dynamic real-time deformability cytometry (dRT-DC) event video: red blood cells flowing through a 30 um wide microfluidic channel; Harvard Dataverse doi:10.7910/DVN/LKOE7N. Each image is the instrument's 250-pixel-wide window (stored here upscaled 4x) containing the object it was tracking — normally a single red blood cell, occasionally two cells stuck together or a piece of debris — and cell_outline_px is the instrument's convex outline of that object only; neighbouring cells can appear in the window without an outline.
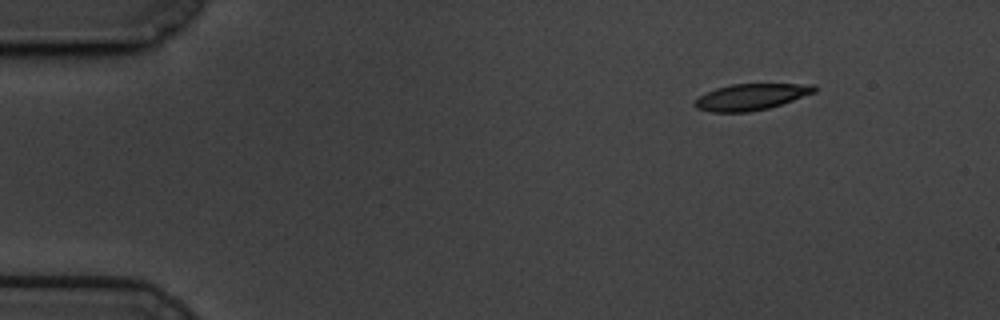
{"species": "common noctule bat (a hibernating species)", "species_latin": "Nyctalus noctula", "temperature_condition": "cold", "stored_images_in_passage": 53, "camera_frame_rate_fps": 3000, "um_per_image_px": 0.085, "animal": {"sex": "male", "body_mass_g": 19.5, "forearm_length_mm": 54.6}, "frame": {"image": 1, "passage_image": 1, "time_ms": 0.0, "image_size_px": [1000, 320], "cell_outline_px": [[816, 92], [768, 108], [748, 112], [712, 112], [696, 108], [692, 104], [700, 96], [716, 88], [732, 84], [816, 84]], "centroid_in_image_um": [63.83, 8.23], "position_along_channel_um": 21.2, "area_um2": 18.15}}
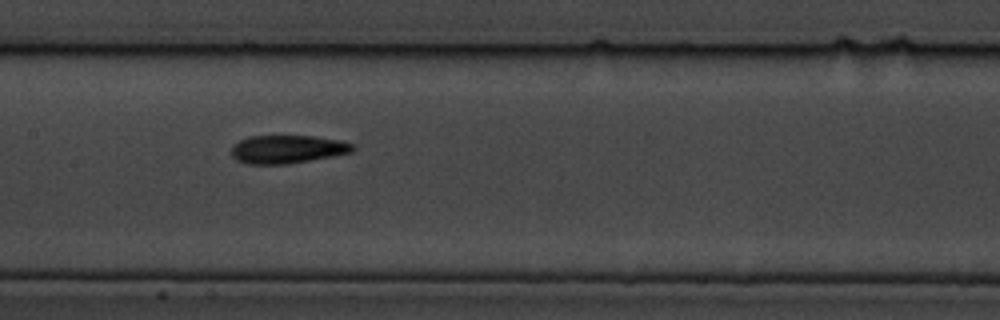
{"frame": {"image": 2, "passage_image": 23, "time_ms": 7.333, "image_size_px": [1000, 320], "cell_outline_px": [[356, 148], [352, 152], [332, 156], [288, 164], [248, 164], [236, 160], [232, 156], [232, 144], [248, 136], [312, 136], [340, 140], [356, 144]], "centroid_in_image_um": [24.43, 12.68], "position_along_channel_um": 183.0, "area_um2": 20.06}}
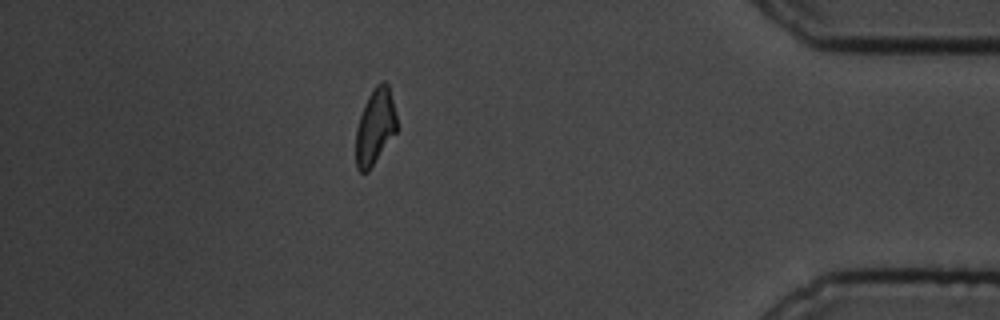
{"frame": {"image": 3, "passage_image": 46, "time_ms": 15.0, "image_size_px": [1000, 320], "cell_outline_px": [[396, 132], [368, 172], [360, 172], [356, 168], [356, 128], [364, 104], [372, 88], [380, 80], [384, 80], [388, 84], [396, 116]], "centroid_in_image_um": [31.87, 10.75], "position_along_channel_um": 403.3, "area_um2": 18.03}, "authors_computed_cell_mechanics": {"area_um2": 19.652, "velocity_mm_per_s": 3.3955, "shape_relaxation_time_tau1_ms": 4.6969, "shape_relaxation_time_tau2_ms": 3.5832, "deformation_change_tau1": 0.1489, "deformation_change_tau2": 0.1106}}